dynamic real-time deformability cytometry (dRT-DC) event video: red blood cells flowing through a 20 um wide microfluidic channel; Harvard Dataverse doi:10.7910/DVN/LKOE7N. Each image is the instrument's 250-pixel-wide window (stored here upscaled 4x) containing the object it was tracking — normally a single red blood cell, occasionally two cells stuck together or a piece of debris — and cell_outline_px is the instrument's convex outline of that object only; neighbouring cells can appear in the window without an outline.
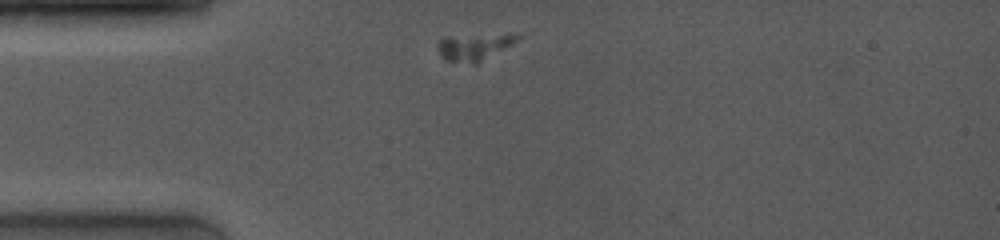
{"species": "common noctule bat (a hibernating species)", "species_latin": "Nyctalus noctula", "temperature_condition": "room temperature", "stored_images_in_passage": 31, "camera_frame_rate_fps": 4000, "um_per_image_px": 0.085, "animal": {"sex": "female", "body_mass_g": 19.0, "forearm_length_mm": 53.3}, "frame": {"image": 1, "passage_image": 1, "time_ms": 0.0, "image_size_px": [1000, 240], "cell_outline_px": [[524, 36], [512, 44], [476, 64], [472, 64], [444, 60], [440, 56], [436, 48], [440, 40], [444, 36], [508, 32], [512, 32]], "centroid_in_image_um": [40.33, 3.94], "position_along_channel_um": 44.7, "area_um2": 13.12}}
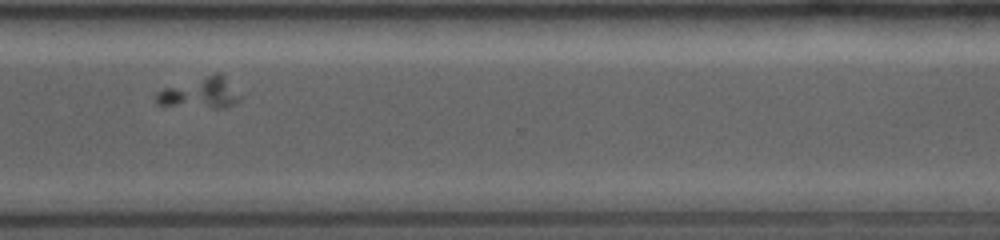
{"frame": {"image": 2, "passage_image": 24, "time_ms": 8.25, "image_size_px": [1000, 240], "cell_outline_px": [[240, 96], [236, 104], [224, 108], [212, 108], [156, 104], [156, 92], [164, 88], [216, 72], [220, 72], [224, 76]], "centroid_in_image_um": [17.02, 7.9], "position_along_channel_um": 353.6, "area_um2": 14.91}}
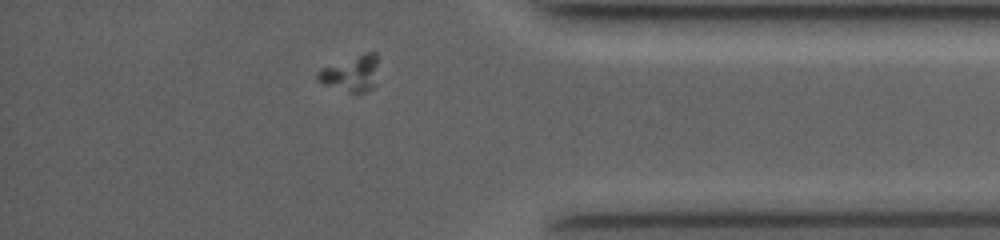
{"frame": {"image": 3, "passage_image": 28, "time_ms": 9.75, "image_size_px": [1000, 240], "cell_outline_px": [[380, 56], [372, 88], [364, 92], [348, 92], [324, 84], [316, 80], [316, 76], [324, 68], [364, 52], [376, 52]], "centroid_in_image_um": [29.9, 6.22], "position_along_channel_um": 405.3, "area_um2": 12.43}}